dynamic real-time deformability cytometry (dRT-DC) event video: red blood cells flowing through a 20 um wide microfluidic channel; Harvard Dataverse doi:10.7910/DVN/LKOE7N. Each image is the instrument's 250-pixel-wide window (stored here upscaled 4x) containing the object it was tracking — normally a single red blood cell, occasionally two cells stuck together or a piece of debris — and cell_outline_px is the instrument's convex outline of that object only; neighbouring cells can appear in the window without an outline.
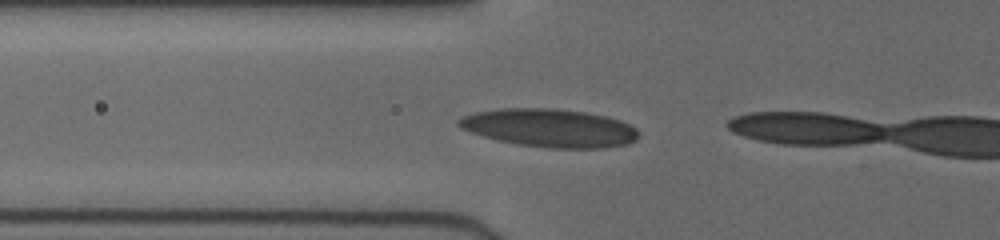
{"species": "human", "species_latin": "Homo sapiens", "temperature_condition": "cold", "stored_images_in_passage": 17, "camera_frame_rate_fps": 3000, "um_per_image_px": 0.085, "donor": {"sex": "female"}, "frame": {"image": 1, "passage_image": 15, "time_ms": 4.667, "image_size_px": [1000, 240], "cell_outline_px": [[636, 140], [628, 144], [604, 148], [548, 148], [516, 144], [496, 140], [468, 132], [460, 128], [456, 124], [456, 120], [460, 116], [476, 112], [500, 108], [552, 108], [584, 112], [604, 116], [620, 120], [636, 128]], "centroid_in_image_um": [46.63, 10.88], "position_along_channel_um": 79.2, "area_um2": 40.23}}